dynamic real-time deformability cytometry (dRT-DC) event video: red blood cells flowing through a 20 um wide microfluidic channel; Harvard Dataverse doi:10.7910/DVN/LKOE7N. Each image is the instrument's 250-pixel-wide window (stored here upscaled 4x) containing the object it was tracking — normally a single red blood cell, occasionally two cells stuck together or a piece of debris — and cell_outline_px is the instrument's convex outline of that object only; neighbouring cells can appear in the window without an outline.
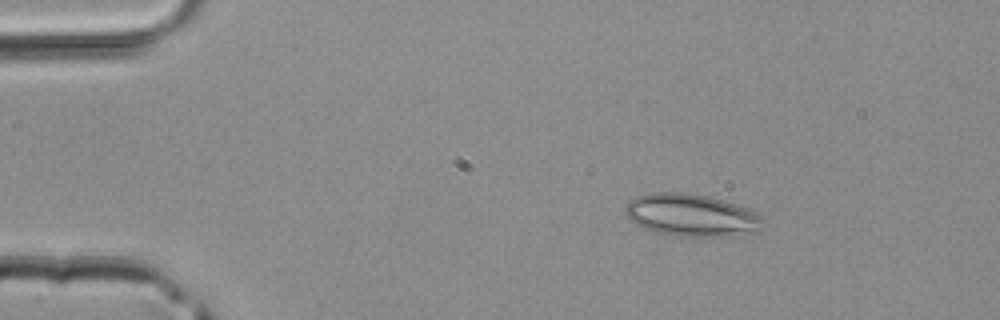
{"species": "common noctule bat (a hibernating species)", "species_latin": "Nyctalus noctula", "temperature_condition": "room temperature", "stored_images_in_passage": 3, "camera_frame_rate_fps": 3000, "um_per_image_px": 0.085, "animal": {"sex": "male", "body_mass_g": 20.4}, "frame": {"image": 1, "passage_image": 1, "time_ms": 0.0, "image_size_px": [1000, 320], "cell_outline_px": [[768, 224], [760, 232], [724, 236], [672, 236], [652, 232], [636, 224], [624, 212], [624, 208], [628, 200], [636, 196], [652, 192], [680, 192], [708, 196], [736, 204], [748, 208], [756, 212]], "centroid_in_image_um": [58.8, 18.3], "position_along_channel_um": 26.2, "area_um2": 34.56}}